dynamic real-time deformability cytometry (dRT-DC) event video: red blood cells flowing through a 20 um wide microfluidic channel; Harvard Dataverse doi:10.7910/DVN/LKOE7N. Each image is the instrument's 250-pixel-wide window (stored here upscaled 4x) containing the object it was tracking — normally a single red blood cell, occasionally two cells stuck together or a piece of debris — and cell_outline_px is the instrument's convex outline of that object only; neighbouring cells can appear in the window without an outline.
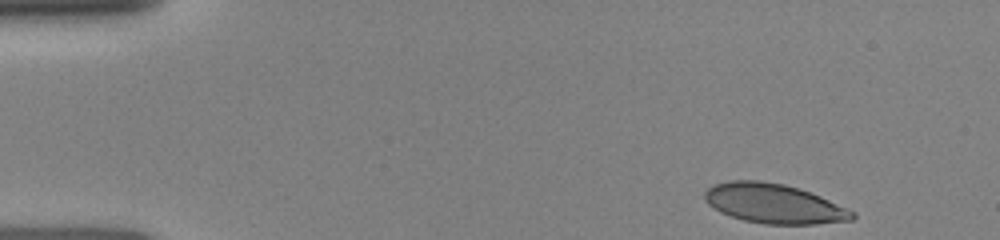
{"species": "human", "species_latin": "Homo sapiens", "temperature_condition": "room temperature", "stored_images_in_passage": 30, "camera_frame_rate_fps": 3000, "um_per_image_px": 0.085, "donor": {"sex": "female"}, "frame": {"image": 1, "passage_image": 1, "time_ms": 0.0, "image_size_px": [1000, 240], "cell_outline_px": [[856, 216], [852, 220], [816, 224], [764, 224], [744, 220], [720, 212], [708, 204], [704, 200], [704, 192], [712, 184], [728, 180], [760, 180], [784, 184], [820, 196], [848, 208], [856, 212]], "centroid_in_image_um": [65.76, 17.3], "position_along_channel_um": 19.2, "area_um2": 34.1}}
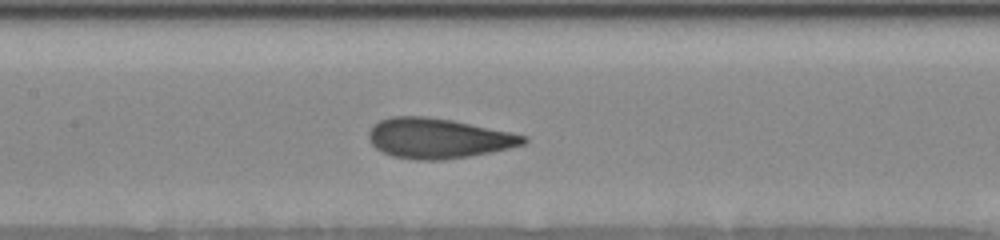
{"frame": {"image": 2, "passage_image": 19, "time_ms": 6.0, "image_size_px": [1000, 240], "cell_outline_px": [[528, 140], [524, 144], [492, 152], [444, 160], [416, 160], [392, 156], [376, 148], [368, 140], [368, 132], [372, 124], [380, 120], [392, 116], [428, 116], [452, 120], [512, 132], [528, 136]], "centroid_in_image_um": [37.23, 11.75], "position_along_channel_um": 170.2, "area_um2": 36.36}}
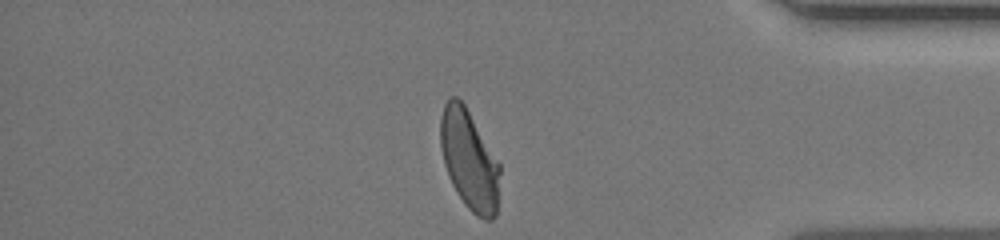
{"frame": {"image": 3, "passage_image": 30, "time_ms": 12.0, "image_size_px": [1000, 240], "cell_outline_px": [[500, 172], [496, 216], [492, 220], [484, 220], [476, 216], [464, 204], [456, 192], [448, 176], [444, 164], [440, 148], [440, 116], [444, 104], [452, 96], [456, 96], [464, 104], [500, 164]], "centroid_in_image_um": [39.87, 13.62], "position_along_channel_um": 395.3, "area_um2": 34.56}}